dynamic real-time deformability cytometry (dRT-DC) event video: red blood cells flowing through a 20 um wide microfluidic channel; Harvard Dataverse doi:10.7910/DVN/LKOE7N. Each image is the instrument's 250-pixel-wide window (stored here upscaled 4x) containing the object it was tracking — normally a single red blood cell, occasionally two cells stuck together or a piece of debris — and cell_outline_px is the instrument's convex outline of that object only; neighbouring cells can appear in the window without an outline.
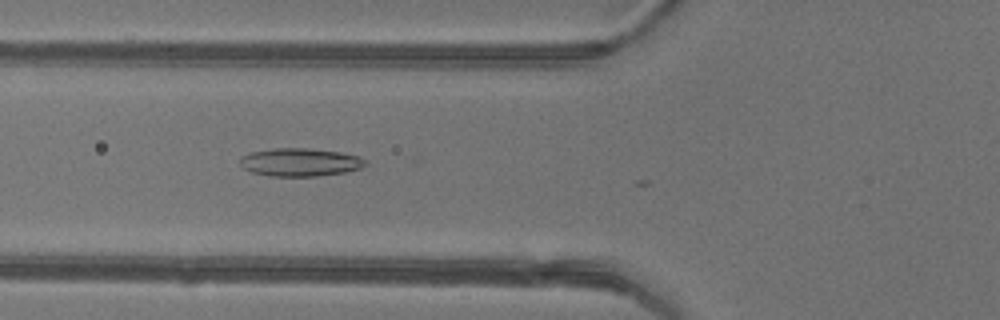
{"species": "common noctule bat (a hibernating species)", "species_latin": "Nyctalus noctula", "temperature_condition": "warm", "stored_images_in_passage": 9, "camera_frame_rate_fps": 3000, "um_per_image_px": 0.085, "animal": {"sex": "female"}, "frame": {"image": 1, "passage_image": 5, "time_ms": 1.333, "image_size_px": [1000, 320], "cell_outline_px": [[368, 164], [360, 168], [344, 172], [316, 176], [272, 176], [252, 172], [244, 168], [240, 164], [240, 156], [252, 152], [276, 148], [308, 148], [340, 152], [360, 156], [368, 160]], "centroid_in_image_um": [25.54, 13.78], "position_along_channel_um": 100.3, "area_um2": 20.52}}
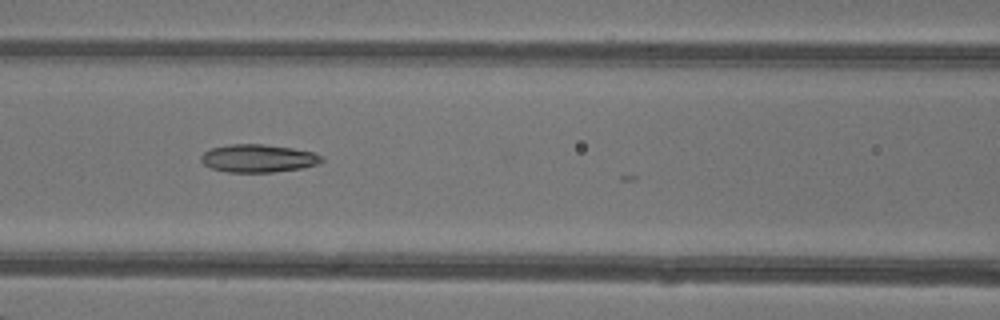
{"frame": {"image": 2, "passage_image": 8, "time_ms": 2.333, "image_size_px": [1000, 320], "cell_outline_px": [[324, 160], [316, 164], [304, 168], [272, 172], [228, 172], [212, 168], [204, 164], [200, 160], [200, 156], [204, 152], [212, 148], [228, 144], [264, 144], [292, 148], [312, 152], [324, 156]], "centroid_in_image_um": [21.95, 13.45], "position_along_channel_um": 144.6, "area_um2": 19.65}}